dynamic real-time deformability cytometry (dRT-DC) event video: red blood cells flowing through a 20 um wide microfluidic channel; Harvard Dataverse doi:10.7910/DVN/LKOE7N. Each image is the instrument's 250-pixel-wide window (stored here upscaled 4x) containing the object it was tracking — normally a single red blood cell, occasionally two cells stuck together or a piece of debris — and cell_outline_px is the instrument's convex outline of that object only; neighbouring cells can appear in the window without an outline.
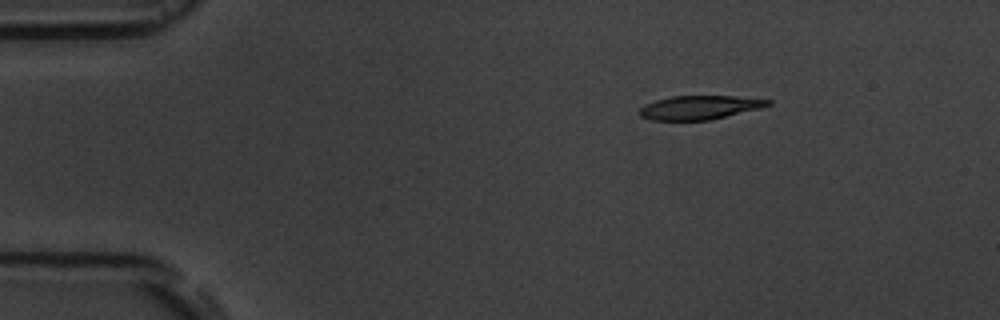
{"species": "common noctule bat (a hibernating species)", "species_latin": "Nyctalus noctula", "temperature_condition": "room temperature", "stored_images_in_passage": 5, "camera_frame_rate_fps": 3000, "um_per_image_px": 0.085, "animal": {"sex": "male", "body_mass_g": 19.5, "forearm_length_mm": 54.6}, "frame": {"image": 1, "passage_image": 1, "time_ms": 0.0, "image_size_px": [1000, 320], "cell_outline_px": [[772, 104], [760, 108], [708, 120], [648, 120], [640, 116], [640, 108], [644, 104], [656, 100], [672, 96], [732, 96], [772, 100]], "centroid_in_image_um": [59.43, 9.13], "position_along_channel_um": 25.6, "area_um2": 17.69}}
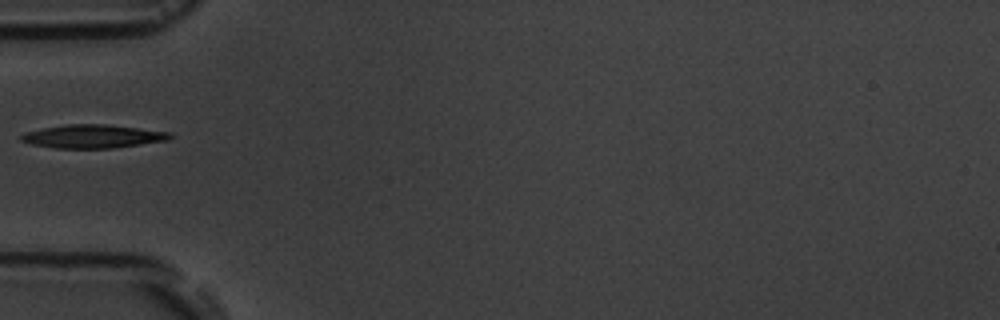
{"frame": {"image": 2, "passage_image": 4, "time_ms": 3.333, "image_size_px": [1000, 320], "cell_outline_px": [[172, 136], [168, 140], [112, 148], [56, 148], [32, 144], [20, 140], [20, 136], [24, 132], [64, 124], [108, 124], [168, 132]], "centroid_in_image_um": [7.85, 11.58], "position_along_channel_um": 77.2, "area_um2": 20.11}}
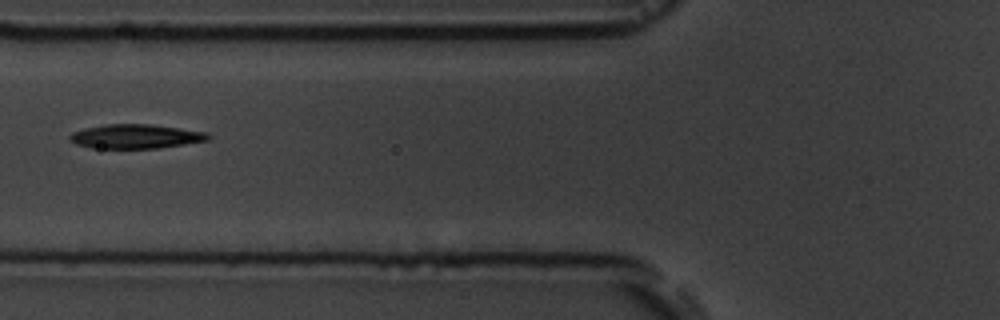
{"frame": {"image": 3, "passage_image": 5, "time_ms": 4.333, "image_size_px": [1000, 320], "cell_outline_px": [[212, 136], [208, 140], [184, 144], [156, 148], [92, 148], [76, 144], [68, 140], [68, 136], [72, 132], [84, 128], [104, 124], [152, 124], [208, 132]], "centroid_in_image_um": [11.51, 11.58], "position_along_channel_um": 114.3, "area_um2": 19.65}}